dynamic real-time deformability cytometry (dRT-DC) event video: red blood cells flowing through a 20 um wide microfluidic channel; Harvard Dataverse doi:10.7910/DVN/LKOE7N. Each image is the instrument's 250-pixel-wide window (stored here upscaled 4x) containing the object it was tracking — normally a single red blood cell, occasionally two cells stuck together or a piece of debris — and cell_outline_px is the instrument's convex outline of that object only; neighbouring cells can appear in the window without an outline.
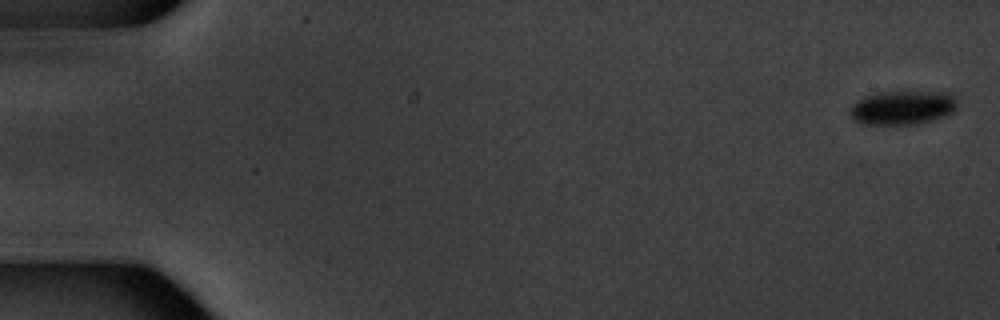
{"species": "common noctule bat (a hibernating species)", "species_latin": "Nyctalus noctula", "temperature_condition": "warm", "stored_images_in_passage": 5, "camera_frame_rate_fps": 3000, "um_per_image_px": 0.085, "animal": {"sex": "male", "body_mass_g": 20.1, "forearm_length_mm": 53.5}, "frame": {"image": 1, "passage_image": 1, "time_ms": 0.0, "image_size_px": [1000, 320], "cell_outline_px": [[956, 108], [952, 112], [944, 116], [920, 124], [860, 124], [852, 120], [848, 112], [848, 108], [856, 100], [864, 96], [880, 92], [904, 88], [948, 92], [956, 100]], "centroid_in_image_um": [76.67, 9.09], "position_along_channel_um": 8.3, "area_um2": 22.43}}
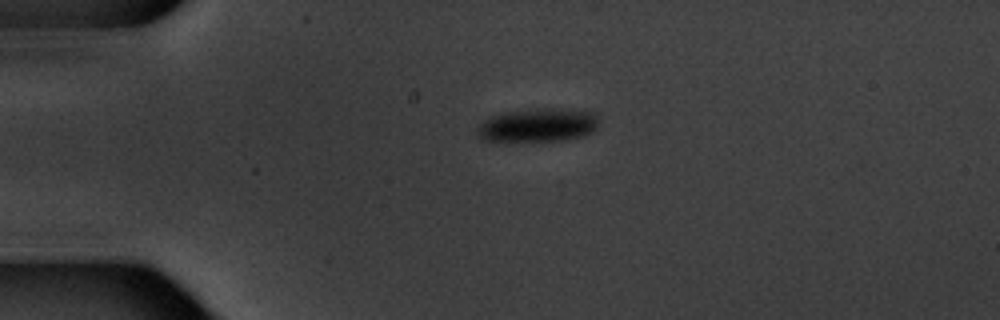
{"frame": {"image": 2, "passage_image": 5, "time_ms": 4.333, "image_size_px": [1000, 320], "cell_outline_px": [[600, 120], [596, 128], [592, 132], [584, 136], [564, 140], [484, 140], [476, 136], [476, 128], [488, 116], [500, 112], [536, 108], [552, 108], [596, 112]], "centroid_in_image_um": [45.72, 10.61], "position_along_channel_um": 39.3, "area_um2": 24.04}}